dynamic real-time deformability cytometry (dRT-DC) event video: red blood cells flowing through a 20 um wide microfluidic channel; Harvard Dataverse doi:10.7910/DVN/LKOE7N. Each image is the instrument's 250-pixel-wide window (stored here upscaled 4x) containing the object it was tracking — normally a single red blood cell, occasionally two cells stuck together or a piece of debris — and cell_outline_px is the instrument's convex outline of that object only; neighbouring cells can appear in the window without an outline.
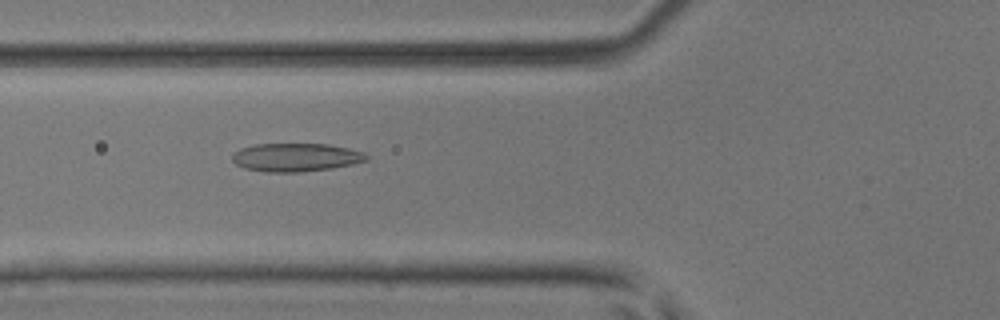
{"species": "common noctule bat (a hibernating species)", "species_latin": "Nyctalus noctula", "temperature_condition": "room temperature", "stored_images_in_passage": 49, "camera_frame_rate_fps": 3000, "um_per_image_px": 0.085, "animal": {"sex": "male", "body_mass_g": 17.9, "forearm_length_mm": 54.2}, "frame": {"image": 1, "passage_image": 19, "time_ms": 6.0, "image_size_px": [1000, 320], "cell_outline_px": [[368, 160], [352, 164], [332, 168], [300, 172], [268, 172], [244, 168], [236, 164], [232, 160], [232, 152], [240, 148], [256, 144], [328, 144], [348, 148], [364, 152], [368, 156]], "centroid_in_image_um": [25.13, 13.37], "position_along_channel_um": 100.7, "area_um2": 22.2}}
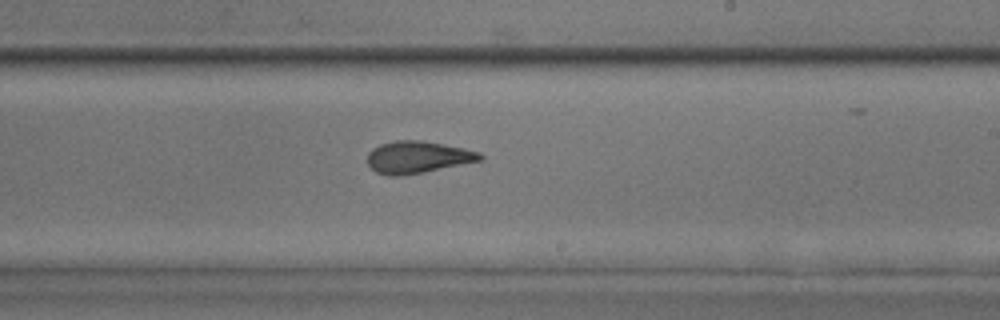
{"frame": {"image": 2, "passage_image": 30, "time_ms": 9.667, "image_size_px": [1000, 320], "cell_outline_px": [[484, 160], [424, 172], [400, 176], [388, 176], [376, 172], [368, 164], [368, 152], [372, 148], [380, 144], [396, 140], [420, 140], [464, 148], [480, 152], [484, 156]], "centroid_in_image_um": [35.51, 13.36], "position_along_channel_um": 253.5, "area_um2": 21.15}}
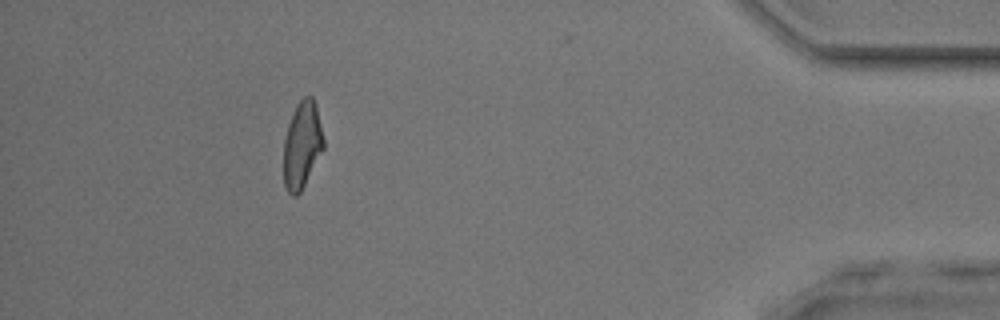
{"frame": {"image": 3, "passage_image": 45, "time_ms": 14.667, "image_size_px": [1000, 320], "cell_outline_px": [[324, 148], [300, 192], [296, 196], [292, 196], [288, 192], [284, 184], [284, 140], [288, 124], [296, 104], [304, 96], [312, 96], [316, 104], [324, 140]], "centroid_in_image_um": [25.67, 12.3], "position_along_channel_um": 409.5, "area_um2": 20.11}, "authors_computed_cell_mechanics": {"area_um2": 21.3282, "velocity_mm_per_s": 4.179, "shape_relaxation_time_tau1_ms": 7.6653, "shape_relaxation_time_tau2_ms": 1.7316, "deformation_change_tau1": 0.2065, "deformation_change_tau2": 0.0866}}